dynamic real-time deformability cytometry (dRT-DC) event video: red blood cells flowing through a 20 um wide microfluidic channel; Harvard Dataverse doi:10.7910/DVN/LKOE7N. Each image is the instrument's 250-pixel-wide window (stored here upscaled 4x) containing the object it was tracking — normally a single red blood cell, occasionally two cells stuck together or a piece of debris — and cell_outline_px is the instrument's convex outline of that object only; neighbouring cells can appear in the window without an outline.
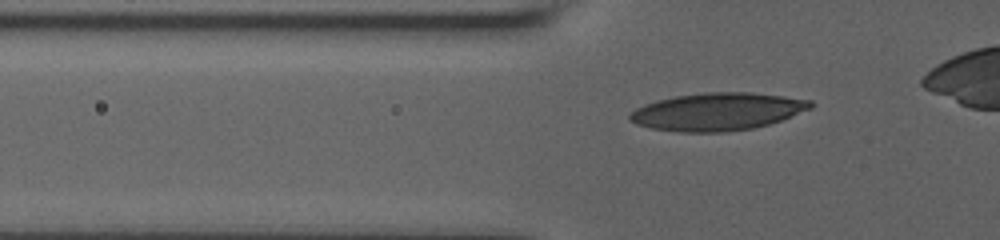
{"species": "human", "species_latin": "Homo sapiens", "temperature_condition": "room temperature", "stored_images_in_passage": 47, "camera_frame_rate_fps": 3000, "um_per_image_px": 0.085, "donor": {"sex": "male"}, "frame": {"image": 1, "passage_image": 10, "time_ms": 1.667, "image_size_px": [1000, 240], "cell_outline_px": [[816, 104], [812, 108], [780, 120], [768, 124], [752, 128], [724, 132], [680, 132], [652, 128], [636, 124], [628, 120], [628, 116], [636, 108], [644, 104], [656, 100], [676, 96], [708, 92], [752, 92], [784, 96], [812, 100]], "centroid_in_image_um": [60.99, 9.48], "position_along_channel_um": 64.8, "area_um2": 39.65}}
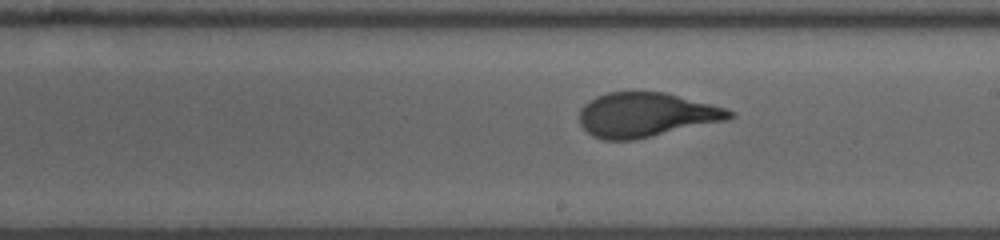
{"frame": {"image": 2, "passage_image": 35, "time_ms": 6.333, "image_size_px": [1000, 240], "cell_outline_px": [[736, 116], [728, 120], [636, 140], [604, 140], [592, 136], [580, 124], [580, 108], [584, 104], [596, 96], [608, 92], [664, 92], [712, 104], [736, 112]], "centroid_in_image_um": [54.93, 9.77], "position_along_channel_um": 234.1, "area_um2": 39.02}}
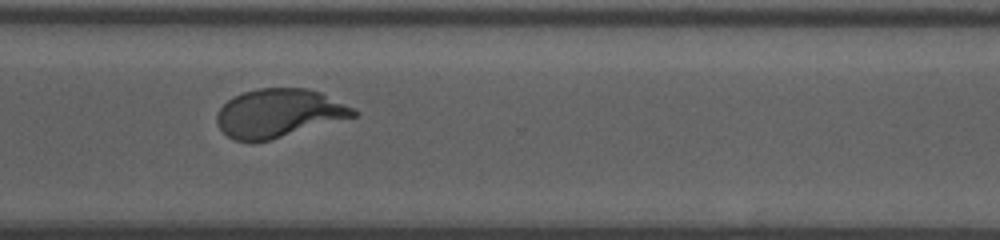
{"frame": {"image": 3, "passage_image": 46, "time_ms": 9.333, "image_size_px": [1000, 240], "cell_outline_px": [[360, 112], [356, 116], [272, 140], [252, 144], [232, 140], [220, 128], [216, 120], [216, 116], [220, 108], [228, 100], [244, 92], [256, 88], [304, 88], [320, 92]], "centroid_in_image_um": [23.67, 9.65], "position_along_channel_um": 346.9, "area_um2": 38.67}}